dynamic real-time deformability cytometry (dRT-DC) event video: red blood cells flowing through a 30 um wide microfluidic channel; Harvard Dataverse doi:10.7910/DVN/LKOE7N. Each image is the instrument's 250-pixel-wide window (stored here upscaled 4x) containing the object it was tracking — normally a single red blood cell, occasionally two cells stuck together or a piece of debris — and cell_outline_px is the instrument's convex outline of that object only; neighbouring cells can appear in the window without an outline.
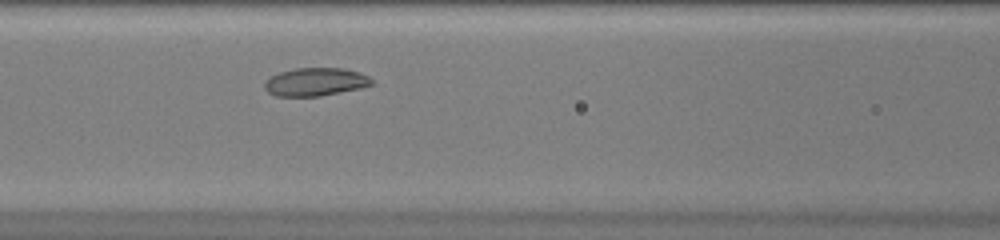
{"species": "common noctule bat (a hibernating species)", "species_latin": "Nyctalus noctula", "temperature_condition": "warm", "stored_images_in_passage": 32, "camera_frame_rate_fps": 3000, "um_per_image_px": 0.085, "animal": {"sex": "female", "body_mass_g": 20.0, "forearm_length_mm": 54.0}, "frame": {"image": 1, "passage_image": 10, "time_ms": 3.0, "image_size_px": [1000, 240], "cell_outline_px": [[372, 84], [360, 88], [320, 96], [276, 96], [268, 92], [264, 88], [264, 84], [272, 76], [280, 72], [296, 68], [344, 68], [368, 76], [372, 80]], "centroid_in_image_um": [26.8, 6.96], "position_along_channel_um": 139.8, "area_um2": 17.28}}
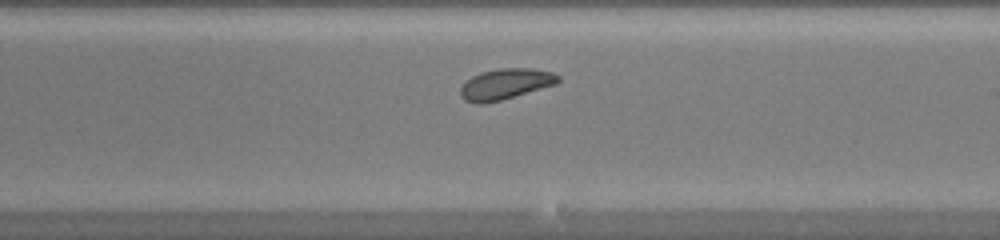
{"frame": {"image": 2, "passage_image": 18, "time_ms": 5.667, "image_size_px": [1000, 240], "cell_outline_px": [[560, 80], [556, 84], [500, 100], [484, 104], [476, 104], [464, 100], [460, 96], [460, 88], [472, 76], [480, 72], [500, 68], [532, 68], [552, 72], [560, 76]], "centroid_in_image_um": [42.95, 7.14], "position_along_channel_um": 246.1, "area_um2": 17.46}}
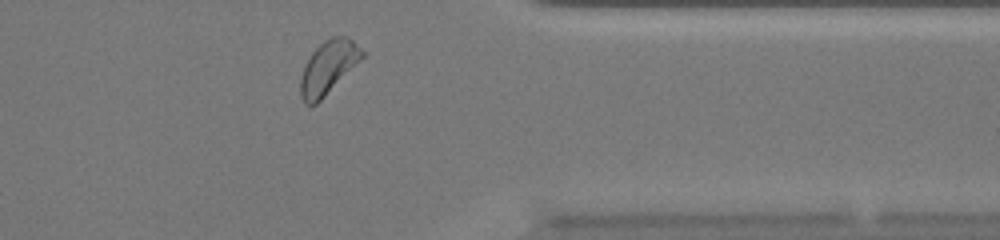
{"frame": {"image": 3, "passage_image": 29, "time_ms": 9.333, "image_size_px": [1000, 240], "cell_outline_px": [[364, 56], [316, 104], [304, 104], [300, 96], [300, 76], [312, 52], [324, 40], [332, 36], [344, 36], [352, 40], [364, 52]], "centroid_in_image_um": [27.87, 5.72], "position_along_channel_um": 383.5, "area_um2": 18.61}, "authors_computed_cell_mechanics": {"area_um2": 17.5712, "velocity_mm_per_s": 3.9859, "shape_relaxation_time_tau1_ms": 9.9565, "shape_relaxation_time_tau2_ms": null, "deformation_change_tau1": 0.1561, "deformation_change_tau2": null}}